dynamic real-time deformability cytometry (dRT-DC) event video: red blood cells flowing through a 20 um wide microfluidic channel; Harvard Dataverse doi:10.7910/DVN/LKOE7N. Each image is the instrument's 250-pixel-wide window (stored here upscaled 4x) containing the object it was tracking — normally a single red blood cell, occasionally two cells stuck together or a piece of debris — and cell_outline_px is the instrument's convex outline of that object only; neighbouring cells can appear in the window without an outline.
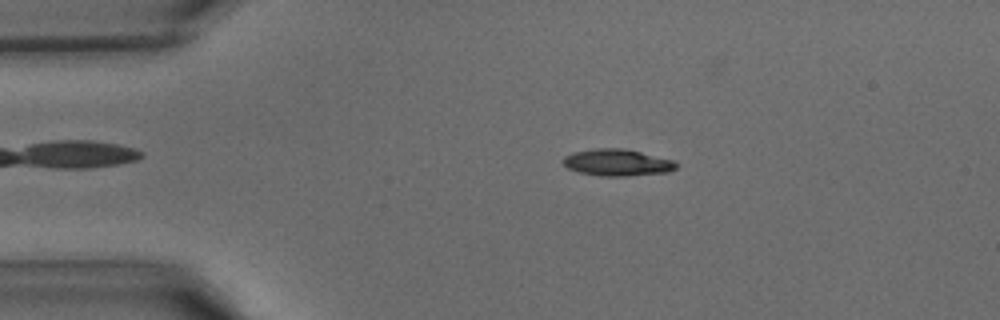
{"species": "common noctule bat (a hibernating species)", "species_latin": "Nyctalus noctula", "temperature_condition": "warm", "stored_images_in_passage": 40, "camera_frame_rate_fps": 3000, "um_per_image_px": 0.085, "animal": {"sex": "male", "body_mass_g": 15.6}, "frame": {"image": 1, "passage_image": 7, "time_ms": 2.0, "image_size_px": [1000, 320], "cell_outline_px": [[680, 164], [676, 168], [668, 172], [624, 176], [600, 176], [580, 172], [568, 168], [560, 160], [564, 156], [572, 152], [596, 148], [624, 148], [672, 160]], "centroid_in_image_um": [52.44, 13.81], "position_along_channel_um": 32.6, "area_um2": 17.63}}
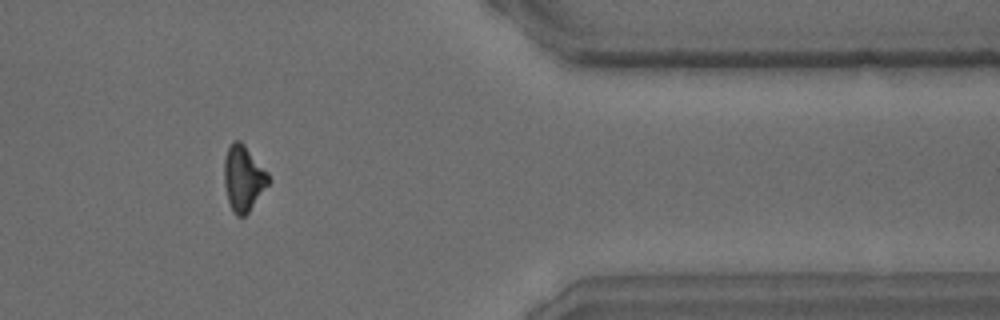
{"frame": {"image": 2, "passage_image": 33, "time_ms": 10.667, "image_size_px": [1000, 320], "cell_outline_px": [[268, 184], [248, 212], [244, 216], [236, 216], [232, 212], [228, 200], [224, 184], [224, 160], [228, 148], [232, 140], [240, 140], [244, 144], [268, 172]], "centroid_in_image_um": [20.66, 15.14], "position_along_channel_um": 390.7, "area_um2": 16.76}}
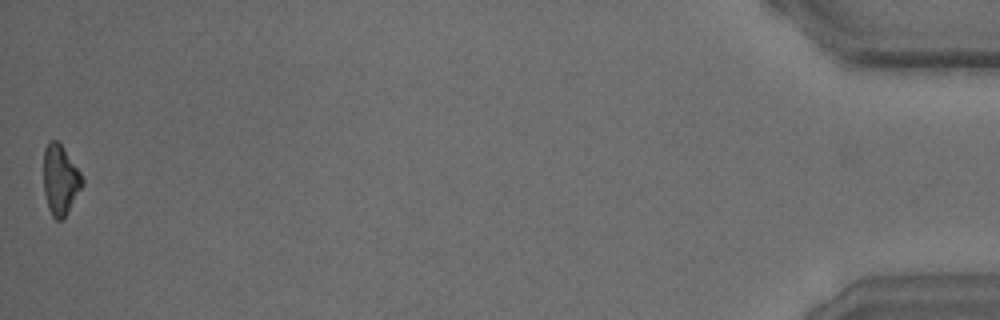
{"frame": {"image": 3, "passage_image": 40, "time_ms": 13.0, "image_size_px": [1000, 320], "cell_outline_px": [[84, 184], [64, 220], [56, 220], [52, 216], [48, 208], [44, 192], [44, 148], [48, 140], [56, 140], [60, 144], [80, 172], [84, 180]], "centroid_in_image_um": [5.12, 15.33], "position_along_channel_um": 430.1, "area_um2": 15.84}}